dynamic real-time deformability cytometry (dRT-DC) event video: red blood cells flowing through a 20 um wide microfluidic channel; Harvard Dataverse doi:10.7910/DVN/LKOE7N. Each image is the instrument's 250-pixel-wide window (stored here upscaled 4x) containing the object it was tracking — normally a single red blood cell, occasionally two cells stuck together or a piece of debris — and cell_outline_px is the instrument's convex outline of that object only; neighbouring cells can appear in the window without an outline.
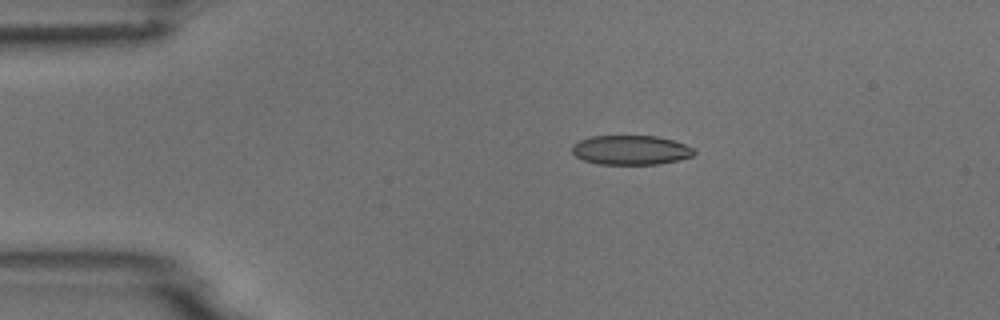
{"species": "common noctule bat (a hibernating species)", "species_latin": "Nyctalus noctula", "temperature_condition": "room temperature", "stored_images_in_passage": 6, "camera_frame_rate_fps": 3000, "um_per_image_px": 0.085, "animal": {"sex": "male", "body_mass_g": 18.8}, "frame": {"image": 1, "passage_image": 3, "time_ms": 2.333, "image_size_px": [1000, 320], "cell_outline_px": [[696, 152], [692, 156], [676, 160], [656, 164], [600, 164], [584, 160], [576, 156], [572, 152], [572, 144], [580, 140], [592, 136], [656, 136], [672, 140], [684, 144], [692, 148]], "centroid_in_image_um": [53.59, 12.75], "position_along_channel_um": 31.4, "area_um2": 20.69}}
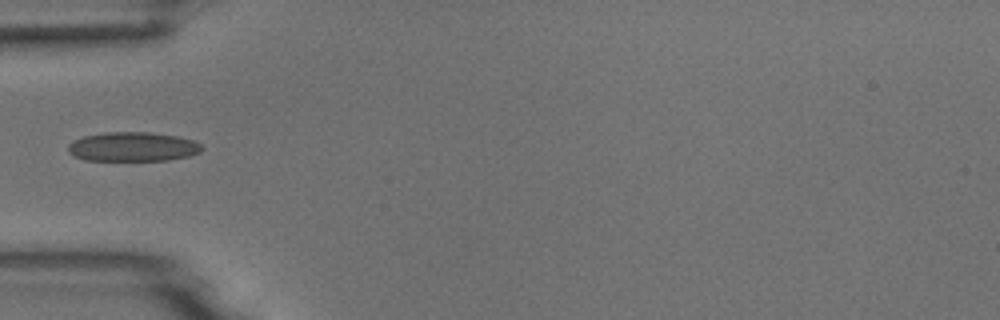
{"frame": {"image": 2, "passage_image": 4, "time_ms": 4.667, "image_size_px": [1000, 320], "cell_outline_px": [[204, 148], [200, 152], [188, 156], [168, 160], [84, 160], [68, 152], [68, 144], [72, 140], [84, 136], [104, 132], [152, 132], [176, 136], [192, 140], [200, 144]], "centroid_in_image_um": [11.27, 12.46], "position_along_channel_um": 73.7, "area_um2": 22.83}}